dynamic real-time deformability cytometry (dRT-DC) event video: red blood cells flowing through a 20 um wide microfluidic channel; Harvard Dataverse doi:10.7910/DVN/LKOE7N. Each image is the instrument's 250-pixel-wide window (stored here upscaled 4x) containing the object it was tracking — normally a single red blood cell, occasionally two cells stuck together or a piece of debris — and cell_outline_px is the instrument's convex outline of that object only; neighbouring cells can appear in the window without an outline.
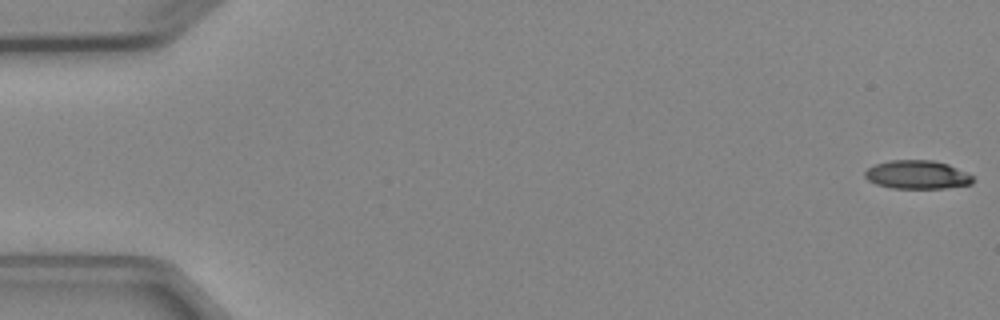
{"species": "Egyptian fruit bat (a non-hibernating species)", "species_latin": "Rousettus aegyptiacus", "temperature_condition": "cold", "stored_images_in_passage": 5, "camera_frame_rate_fps": 3000, "um_per_image_px": 0.085, "animal": {"sex": "female"}, "frame": {"image": 1, "passage_image": 1, "time_ms": 0.0, "image_size_px": [1000, 320], "cell_outline_px": [[972, 184], [944, 188], [892, 188], [876, 184], [868, 180], [864, 176], [864, 172], [868, 168], [876, 164], [888, 160], [932, 160], [948, 164], [972, 176]], "centroid_in_image_um": [77.92, 14.85], "position_along_channel_um": 7.1, "area_um2": 17.8}}
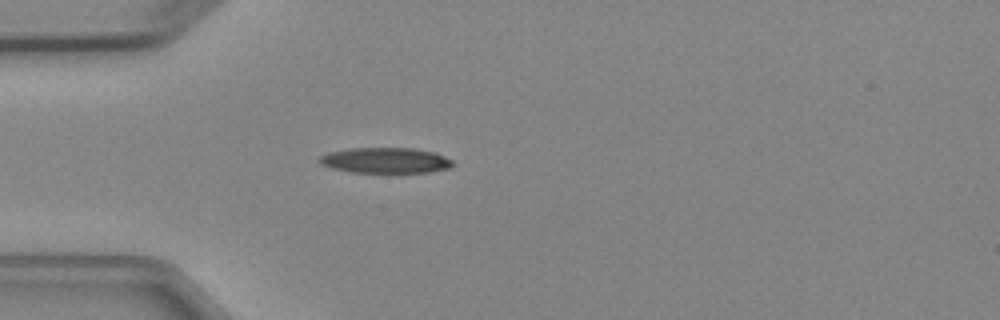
{"frame": {"image": 2, "passage_image": 5, "time_ms": 4.667, "image_size_px": [1000, 320], "cell_outline_px": [[456, 164], [448, 168], [428, 172], [352, 172], [332, 168], [320, 164], [316, 160], [320, 156], [328, 152], [352, 148], [416, 148], [432, 152], [444, 156], [452, 160]], "centroid_in_image_um": [32.74, 13.63], "position_along_channel_um": 52.3, "area_um2": 19.83}}